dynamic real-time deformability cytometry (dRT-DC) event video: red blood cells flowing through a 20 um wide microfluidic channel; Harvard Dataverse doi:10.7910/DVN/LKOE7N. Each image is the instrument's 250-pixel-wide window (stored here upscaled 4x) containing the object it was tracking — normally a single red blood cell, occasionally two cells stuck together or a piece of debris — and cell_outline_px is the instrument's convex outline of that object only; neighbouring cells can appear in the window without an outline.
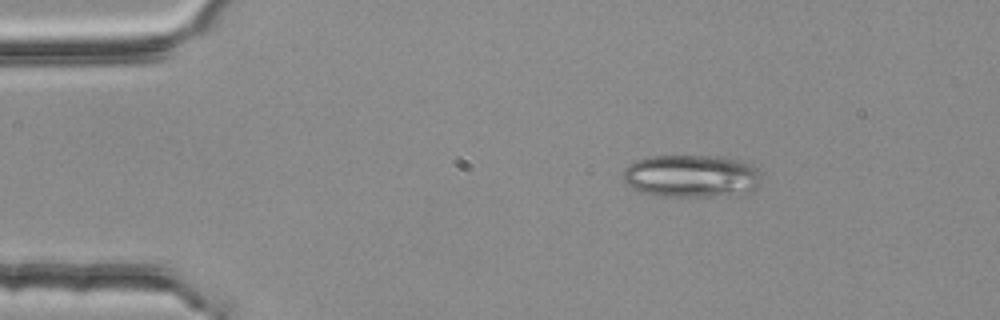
{"species": "common noctule bat (a hibernating species)", "species_latin": "Nyctalus noctula", "temperature_condition": "room temperature", "stored_images_in_passage": 2, "camera_frame_rate_fps": 3000, "um_per_image_px": 0.085, "animal": {"sex": "female", "body_mass_g": 25.1}, "frame": {"image": 1, "passage_image": 1, "time_ms": 0.0, "image_size_px": [1000, 320], "cell_outline_px": [[760, 184], [752, 192], [708, 196], [660, 196], [640, 192], [632, 188], [624, 180], [624, 168], [628, 164], [636, 160], [652, 156], [708, 156], [740, 160], [756, 168], [760, 172]], "centroid_in_image_um": [58.75, 14.97], "position_along_channel_um": 26.2, "area_um2": 34.22}}